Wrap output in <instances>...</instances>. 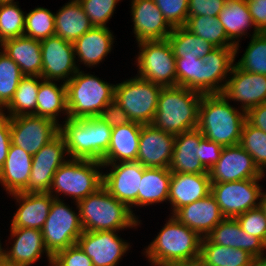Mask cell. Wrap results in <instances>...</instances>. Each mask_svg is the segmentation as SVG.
Segmentation results:
<instances>
[{
	"label": "cell",
	"mask_w": 266,
	"mask_h": 266,
	"mask_svg": "<svg viewBox=\"0 0 266 266\" xmlns=\"http://www.w3.org/2000/svg\"><path fill=\"white\" fill-rule=\"evenodd\" d=\"M234 64V47H216L202 58H176V86L201 94L222 93Z\"/></svg>",
	"instance_id": "obj_1"
},
{
	"label": "cell",
	"mask_w": 266,
	"mask_h": 266,
	"mask_svg": "<svg viewBox=\"0 0 266 266\" xmlns=\"http://www.w3.org/2000/svg\"><path fill=\"white\" fill-rule=\"evenodd\" d=\"M233 105L222 93L202 95L197 129L206 139L223 147L239 144L246 112Z\"/></svg>",
	"instance_id": "obj_2"
},
{
	"label": "cell",
	"mask_w": 266,
	"mask_h": 266,
	"mask_svg": "<svg viewBox=\"0 0 266 266\" xmlns=\"http://www.w3.org/2000/svg\"><path fill=\"white\" fill-rule=\"evenodd\" d=\"M168 217L153 241L151 240L144 246V250H141V254L145 256L150 266L200 258L202 237L174 216L168 215Z\"/></svg>",
	"instance_id": "obj_3"
},
{
	"label": "cell",
	"mask_w": 266,
	"mask_h": 266,
	"mask_svg": "<svg viewBox=\"0 0 266 266\" xmlns=\"http://www.w3.org/2000/svg\"><path fill=\"white\" fill-rule=\"evenodd\" d=\"M83 231H123L143 224L131 209L103 186L77 202Z\"/></svg>",
	"instance_id": "obj_4"
},
{
	"label": "cell",
	"mask_w": 266,
	"mask_h": 266,
	"mask_svg": "<svg viewBox=\"0 0 266 266\" xmlns=\"http://www.w3.org/2000/svg\"><path fill=\"white\" fill-rule=\"evenodd\" d=\"M202 95L181 86L163 87L152 125L175 136L197 128Z\"/></svg>",
	"instance_id": "obj_5"
},
{
	"label": "cell",
	"mask_w": 266,
	"mask_h": 266,
	"mask_svg": "<svg viewBox=\"0 0 266 266\" xmlns=\"http://www.w3.org/2000/svg\"><path fill=\"white\" fill-rule=\"evenodd\" d=\"M59 134L64 138L69 158L102 161L109 149L112 128L101 118H67L60 121Z\"/></svg>",
	"instance_id": "obj_6"
},
{
	"label": "cell",
	"mask_w": 266,
	"mask_h": 266,
	"mask_svg": "<svg viewBox=\"0 0 266 266\" xmlns=\"http://www.w3.org/2000/svg\"><path fill=\"white\" fill-rule=\"evenodd\" d=\"M103 186V164L97 160L67 159L55 172L48 193L55 199L78 202ZM62 197V198H61Z\"/></svg>",
	"instance_id": "obj_7"
},
{
	"label": "cell",
	"mask_w": 266,
	"mask_h": 266,
	"mask_svg": "<svg viewBox=\"0 0 266 266\" xmlns=\"http://www.w3.org/2000/svg\"><path fill=\"white\" fill-rule=\"evenodd\" d=\"M78 70L66 83L69 118L99 116L102 109L114 99L115 84L101 80L95 74Z\"/></svg>",
	"instance_id": "obj_8"
},
{
	"label": "cell",
	"mask_w": 266,
	"mask_h": 266,
	"mask_svg": "<svg viewBox=\"0 0 266 266\" xmlns=\"http://www.w3.org/2000/svg\"><path fill=\"white\" fill-rule=\"evenodd\" d=\"M162 88L159 84L135 75L115 84L114 100L129 115L132 122L152 124Z\"/></svg>",
	"instance_id": "obj_9"
},
{
	"label": "cell",
	"mask_w": 266,
	"mask_h": 266,
	"mask_svg": "<svg viewBox=\"0 0 266 266\" xmlns=\"http://www.w3.org/2000/svg\"><path fill=\"white\" fill-rule=\"evenodd\" d=\"M65 200L54 199L49 215L41 229L46 250L53 257L56 253L77 244L83 233L77 202L73 206Z\"/></svg>",
	"instance_id": "obj_10"
},
{
	"label": "cell",
	"mask_w": 266,
	"mask_h": 266,
	"mask_svg": "<svg viewBox=\"0 0 266 266\" xmlns=\"http://www.w3.org/2000/svg\"><path fill=\"white\" fill-rule=\"evenodd\" d=\"M137 76L163 87L176 86V58L167 39L137 44Z\"/></svg>",
	"instance_id": "obj_11"
},
{
	"label": "cell",
	"mask_w": 266,
	"mask_h": 266,
	"mask_svg": "<svg viewBox=\"0 0 266 266\" xmlns=\"http://www.w3.org/2000/svg\"><path fill=\"white\" fill-rule=\"evenodd\" d=\"M265 179H244L233 182L211 183V194L225 218H236L246 211L259 207Z\"/></svg>",
	"instance_id": "obj_12"
},
{
	"label": "cell",
	"mask_w": 266,
	"mask_h": 266,
	"mask_svg": "<svg viewBox=\"0 0 266 266\" xmlns=\"http://www.w3.org/2000/svg\"><path fill=\"white\" fill-rule=\"evenodd\" d=\"M103 169H106L103 170V187L117 200L125 203L139 219L140 216L134 212L138 208V192L144 166L137 161L117 162L103 164Z\"/></svg>",
	"instance_id": "obj_13"
},
{
	"label": "cell",
	"mask_w": 266,
	"mask_h": 266,
	"mask_svg": "<svg viewBox=\"0 0 266 266\" xmlns=\"http://www.w3.org/2000/svg\"><path fill=\"white\" fill-rule=\"evenodd\" d=\"M9 118L11 143L32 156L59 134V124L47 117L21 115Z\"/></svg>",
	"instance_id": "obj_14"
},
{
	"label": "cell",
	"mask_w": 266,
	"mask_h": 266,
	"mask_svg": "<svg viewBox=\"0 0 266 266\" xmlns=\"http://www.w3.org/2000/svg\"><path fill=\"white\" fill-rule=\"evenodd\" d=\"M120 231H83L77 244L91 259L93 266H119L129 253L132 242L118 235Z\"/></svg>",
	"instance_id": "obj_15"
},
{
	"label": "cell",
	"mask_w": 266,
	"mask_h": 266,
	"mask_svg": "<svg viewBox=\"0 0 266 266\" xmlns=\"http://www.w3.org/2000/svg\"><path fill=\"white\" fill-rule=\"evenodd\" d=\"M69 159L64 138L58 134L32 157L26 193H48L57 169Z\"/></svg>",
	"instance_id": "obj_16"
},
{
	"label": "cell",
	"mask_w": 266,
	"mask_h": 266,
	"mask_svg": "<svg viewBox=\"0 0 266 266\" xmlns=\"http://www.w3.org/2000/svg\"><path fill=\"white\" fill-rule=\"evenodd\" d=\"M42 53L41 77L44 80L67 83L79 70L74 45L53 35L40 40Z\"/></svg>",
	"instance_id": "obj_17"
},
{
	"label": "cell",
	"mask_w": 266,
	"mask_h": 266,
	"mask_svg": "<svg viewBox=\"0 0 266 266\" xmlns=\"http://www.w3.org/2000/svg\"><path fill=\"white\" fill-rule=\"evenodd\" d=\"M208 173L211 183L266 177L256 166L253 157L239 144L223 147L219 160Z\"/></svg>",
	"instance_id": "obj_18"
},
{
	"label": "cell",
	"mask_w": 266,
	"mask_h": 266,
	"mask_svg": "<svg viewBox=\"0 0 266 266\" xmlns=\"http://www.w3.org/2000/svg\"><path fill=\"white\" fill-rule=\"evenodd\" d=\"M222 94L247 112L266 102V75L243 71L234 64Z\"/></svg>",
	"instance_id": "obj_19"
},
{
	"label": "cell",
	"mask_w": 266,
	"mask_h": 266,
	"mask_svg": "<svg viewBox=\"0 0 266 266\" xmlns=\"http://www.w3.org/2000/svg\"><path fill=\"white\" fill-rule=\"evenodd\" d=\"M9 232L8 244L5 240L6 260L23 266H32L45 256L47 265H52V256L44 246L40 229L10 228Z\"/></svg>",
	"instance_id": "obj_20"
},
{
	"label": "cell",
	"mask_w": 266,
	"mask_h": 266,
	"mask_svg": "<svg viewBox=\"0 0 266 266\" xmlns=\"http://www.w3.org/2000/svg\"><path fill=\"white\" fill-rule=\"evenodd\" d=\"M132 33L135 43L167 39L172 27L153 0H130Z\"/></svg>",
	"instance_id": "obj_21"
},
{
	"label": "cell",
	"mask_w": 266,
	"mask_h": 266,
	"mask_svg": "<svg viewBox=\"0 0 266 266\" xmlns=\"http://www.w3.org/2000/svg\"><path fill=\"white\" fill-rule=\"evenodd\" d=\"M175 144V135L152 124L142 125L136 161L146 168H169Z\"/></svg>",
	"instance_id": "obj_22"
},
{
	"label": "cell",
	"mask_w": 266,
	"mask_h": 266,
	"mask_svg": "<svg viewBox=\"0 0 266 266\" xmlns=\"http://www.w3.org/2000/svg\"><path fill=\"white\" fill-rule=\"evenodd\" d=\"M113 34L109 27H93L78 38L73 43L78 69L82 70L81 65L89 70L101 66L99 64L114 50L116 37Z\"/></svg>",
	"instance_id": "obj_23"
},
{
	"label": "cell",
	"mask_w": 266,
	"mask_h": 266,
	"mask_svg": "<svg viewBox=\"0 0 266 266\" xmlns=\"http://www.w3.org/2000/svg\"><path fill=\"white\" fill-rule=\"evenodd\" d=\"M9 196L15 200V205H17L10 221V228L41 230L55 198L50 193L16 192Z\"/></svg>",
	"instance_id": "obj_24"
},
{
	"label": "cell",
	"mask_w": 266,
	"mask_h": 266,
	"mask_svg": "<svg viewBox=\"0 0 266 266\" xmlns=\"http://www.w3.org/2000/svg\"><path fill=\"white\" fill-rule=\"evenodd\" d=\"M211 193L209 173H172L168 205L173 215L179 208L200 200Z\"/></svg>",
	"instance_id": "obj_25"
},
{
	"label": "cell",
	"mask_w": 266,
	"mask_h": 266,
	"mask_svg": "<svg viewBox=\"0 0 266 266\" xmlns=\"http://www.w3.org/2000/svg\"><path fill=\"white\" fill-rule=\"evenodd\" d=\"M172 216L201 237H206L225 218L211 193L179 208Z\"/></svg>",
	"instance_id": "obj_26"
},
{
	"label": "cell",
	"mask_w": 266,
	"mask_h": 266,
	"mask_svg": "<svg viewBox=\"0 0 266 266\" xmlns=\"http://www.w3.org/2000/svg\"><path fill=\"white\" fill-rule=\"evenodd\" d=\"M206 237L214 244L247 251L254 258L266 257V244L246 233L236 218H224Z\"/></svg>",
	"instance_id": "obj_27"
},
{
	"label": "cell",
	"mask_w": 266,
	"mask_h": 266,
	"mask_svg": "<svg viewBox=\"0 0 266 266\" xmlns=\"http://www.w3.org/2000/svg\"><path fill=\"white\" fill-rule=\"evenodd\" d=\"M218 18L227 37L235 44V59H237V54L240 53L241 39L250 38L260 33L254 25L246 0L226 1ZM251 28H253V32Z\"/></svg>",
	"instance_id": "obj_28"
},
{
	"label": "cell",
	"mask_w": 266,
	"mask_h": 266,
	"mask_svg": "<svg viewBox=\"0 0 266 266\" xmlns=\"http://www.w3.org/2000/svg\"><path fill=\"white\" fill-rule=\"evenodd\" d=\"M203 138V134L197 128L175 136L173 157L169 167L171 173H208L196 154Z\"/></svg>",
	"instance_id": "obj_29"
},
{
	"label": "cell",
	"mask_w": 266,
	"mask_h": 266,
	"mask_svg": "<svg viewBox=\"0 0 266 266\" xmlns=\"http://www.w3.org/2000/svg\"><path fill=\"white\" fill-rule=\"evenodd\" d=\"M32 155L11 143L7 158L0 169V184L6 194L22 192L29 183Z\"/></svg>",
	"instance_id": "obj_30"
},
{
	"label": "cell",
	"mask_w": 266,
	"mask_h": 266,
	"mask_svg": "<svg viewBox=\"0 0 266 266\" xmlns=\"http://www.w3.org/2000/svg\"><path fill=\"white\" fill-rule=\"evenodd\" d=\"M0 50L11 58L26 76H40L42 53L40 40L20 36L3 41Z\"/></svg>",
	"instance_id": "obj_31"
},
{
	"label": "cell",
	"mask_w": 266,
	"mask_h": 266,
	"mask_svg": "<svg viewBox=\"0 0 266 266\" xmlns=\"http://www.w3.org/2000/svg\"><path fill=\"white\" fill-rule=\"evenodd\" d=\"M142 124L131 122L112 128L109 149L102 164L134 162L137 159Z\"/></svg>",
	"instance_id": "obj_32"
},
{
	"label": "cell",
	"mask_w": 266,
	"mask_h": 266,
	"mask_svg": "<svg viewBox=\"0 0 266 266\" xmlns=\"http://www.w3.org/2000/svg\"><path fill=\"white\" fill-rule=\"evenodd\" d=\"M44 80L40 77L36 116L47 117L60 124V117L65 121L69 118L67 108L66 83Z\"/></svg>",
	"instance_id": "obj_33"
},
{
	"label": "cell",
	"mask_w": 266,
	"mask_h": 266,
	"mask_svg": "<svg viewBox=\"0 0 266 266\" xmlns=\"http://www.w3.org/2000/svg\"><path fill=\"white\" fill-rule=\"evenodd\" d=\"M68 1L55 12V35L74 43L94 26L78 0Z\"/></svg>",
	"instance_id": "obj_34"
},
{
	"label": "cell",
	"mask_w": 266,
	"mask_h": 266,
	"mask_svg": "<svg viewBox=\"0 0 266 266\" xmlns=\"http://www.w3.org/2000/svg\"><path fill=\"white\" fill-rule=\"evenodd\" d=\"M171 176L169 168L144 167L138 192V208L168 204Z\"/></svg>",
	"instance_id": "obj_35"
},
{
	"label": "cell",
	"mask_w": 266,
	"mask_h": 266,
	"mask_svg": "<svg viewBox=\"0 0 266 266\" xmlns=\"http://www.w3.org/2000/svg\"><path fill=\"white\" fill-rule=\"evenodd\" d=\"M200 259L203 266H250L255 258L247 251L214 244L202 237Z\"/></svg>",
	"instance_id": "obj_36"
},
{
	"label": "cell",
	"mask_w": 266,
	"mask_h": 266,
	"mask_svg": "<svg viewBox=\"0 0 266 266\" xmlns=\"http://www.w3.org/2000/svg\"><path fill=\"white\" fill-rule=\"evenodd\" d=\"M40 76H24L10 103L0 112L4 116L35 115Z\"/></svg>",
	"instance_id": "obj_37"
},
{
	"label": "cell",
	"mask_w": 266,
	"mask_h": 266,
	"mask_svg": "<svg viewBox=\"0 0 266 266\" xmlns=\"http://www.w3.org/2000/svg\"><path fill=\"white\" fill-rule=\"evenodd\" d=\"M175 58H202L216 47L196 36L184 26L172 29L167 37Z\"/></svg>",
	"instance_id": "obj_38"
},
{
	"label": "cell",
	"mask_w": 266,
	"mask_h": 266,
	"mask_svg": "<svg viewBox=\"0 0 266 266\" xmlns=\"http://www.w3.org/2000/svg\"><path fill=\"white\" fill-rule=\"evenodd\" d=\"M184 27L215 47H235V44L227 37L218 17H188Z\"/></svg>",
	"instance_id": "obj_39"
},
{
	"label": "cell",
	"mask_w": 266,
	"mask_h": 266,
	"mask_svg": "<svg viewBox=\"0 0 266 266\" xmlns=\"http://www.w3.org/2000/svg\"><path fill=\"white\" fill-rule=\"evenodd\" d=\"M242 57L235 65L250 73L266 75V32L251 36Z\"/></svg>",
	"instance_id": "obj_40"
},
{
	"label": "cell",
	"mask_w": 266,
	"mask_h": 266,
	"mask_svg": "<svg viewBox=\"0 0 266 266\" xmlns=\"http://www.w3.org/2000/svg\"><path fill=\"white\" fill-rule=\"evenodd\" d=\"M55 35V13L45 7L37 6L25 13L24 36L36 40Z\"/></svg>",
	"instance_id": "obj_41"
},
{
	"label": "cell",
	"mask_w": 266,
	"mask_h": 266,
	"mask_svg": "<svg viewBox=\"0 0 266 266\" xmlns=\"http://www.w3.org/2000/svg\"><path fill=\"white\" fill-rule=\"evenodd\" d=\"M19 4L18 1L0 3V44L5 40L24 36L26 11Z\"/></svg>",
	"instance_id": "obj_42"
},
{
	"label": "cell",
	"mask_w": 266,
	"mask_h": 266,
	"mask_svg": "<svg viewBox=\"0 0 266 266\" xmlns=\"http://www.w3.org/2000/svg\"><path fill=\"white\" fill-rule=\"evenodd\" d=\"M24 76L19 66L0 50V112L10 103Z\"/></svg>",
	"instance_id": "obj_43"
},
{
	"label": "cell",
	"mask_w": 266,
	"mask_h": 266,
	"mask_svg": "<svg viewBox=\"0 0 266 266\" xmlns=\"http://www.w3.org/2000/svg\"><path fill=\"white\" fill-rule=\"evenodd\" d=\"M239 145L253 157L256 166L266 175V132L245 121Z\"/></svg>",
	"instance_id": "obj_44"
},
{
	"label": "cell",
	"mask_w": 266,
	"mask_h": 266,
	"mask_svg": "<svg viewBox=\"0 0 266 266\" xmlns=\"http://www.w3.org/2000/svg\"><path fill=\"white\" fill-rule=\"evenodd\" d=\"M94 27H106L122 0H78Z\"/></svg>",
	"instance_id": "obj_45"
},
{
	"label": "cell",
	"mask_w": 266,
	"mask_h": 266,
	"mask_svg": "<svg viewBox=\"0 0 266 266\" xmlns=\"http://www.w3.org/2000/svg\"><path fill=\"white\" fill-rule=\"evenodd\" d=\"M172 28L185 26L189 0H153Z\"/></svg>",
	"instance_id": "obj_46"
},
{
	"label": "cell",
	"mask_w": 266,
	"mask_h": 266,
	"mask_svg": "<svg viewBox=\"0 0 266 266\" xmlns=\"http://www.w3.org/2000/svg\"><path fill=\"white\" fill-rule=\"evenodd\" d=\"M236 219L246 233L261 239L266 244V215L260 207L250 209Z\"/></svg>",
	"instance_id": "obj_47"
},
{
	"label": "cell",
	"mask_w": 266,
	"mask_h": 266,
	"mask_svg": "<svg viewBox=\"0 0 266 266\" xmlns=\"http://www.w3.org/2000/svg\"><path fill=\"white\" fill-rule=\"evenodd\" d=\"M51 266H93L91 259L78 244L59 251L52 257Z\"/></svg>",
	"instance_id": "obj_48"
},
{
	"label": "cell",
	"mask_w": 266,
	"mask_h": 266,
	"mask_svg": "<svg viewBox=\"0 0 266 266\" xmlns=\"http://www.w3.org/2000/svg\"><path fill=\"white\" fill-rule=\"evenodd\" d=\"M225 3V0H189L188 17H218Z\"/></svg>",
	"instance_id": "obj_49"
},
{
	"label": "cell",
	"mask_w": 266,
	"mask_h": 266,
	"mask_svg": "<svg viewBox=\"0 0 266 266\" xmlns=\"http://www.w3.org/2000/svg\"><path fill=\"white\" fill-rule=\"evenodd\" d=\"M98 117L111 128L123 126L132 122L129 115L114 99L102 109Z\"/></svg>",
	"instance_id": "obj_50"
},
{
	"label": "cell",
	"mask_w": 266,
	"mask_h": 266,
	"mask_svg": "<svg viewBox=\"0 0 266 266\" xmlns=\"http://www.w3.org/2000/svg\"><path fill=\"white\" fill-rule=\"evenodd\" d=\"M223 146L205 137L200 141L199 152L196 153L202 165L209 169L219 160Z\"/></svg>",
	"instance_id": "obj_51"
},
{
	"label": "cell",
	"mask_w": 266,
	"mask_h": 266,
	"mask_svg": "<svg viewBox=\"0 0 266 266\" xmlns=\"http://www.w3.org/2000/svg\"><path fill=\"white\" fill-rule=\"evenodd\" d=\"M252 20L259 32H266V0H246Z\"/></svg>",
	"instance_id": "obj_52"
},
{
	"label": "cell",
	"mask_w": 266,
	"mask_h": 266,
	"mask_svg": "<svg viewBox=\"0 0 266 266\" xmlns=\"http://www.w3.org/2000/svg\"><path fill=\"white\" fill-rule=\"evenodd\" d=\"M11 145L10 118L0 113V169Z\"/></svg>",
	"instance_id": "obj_53"
},
{
	"label": "cell",
	"mask_w": 266,
	"mask_h": 266,
	"mask_svg": "<svg viewBox=\"0 0 266 266\" xmlns=\"http://www.w3.org/2000/svg\"><path fill=\"white\" fill-rule=\"evenodd\" d=\"M246 121L250 125L266 132V102L248 110L246 112Z\"/></svg>",
	"instance_id": "obj_54"
},
{
	"label": "cell",
	"mask_w": 266,
	"mask_h": 266,
	"mask_svg": "<svg viewBox=\"0 0 266 266\" xmlns=\"http://www.w3.org/2000/svg\"><path fill=\"white\" fill-rule=\"evenodd\" d=\"M161 266H203L200 258L189 261H174Z\"/></svg>",
	"instance_id": "obj_55"
},
{
	"label": "cell",
	"mask_w": 266,
	"mask_h": 266,
	"mask_svg": "<svg viewBox=\"0 0 266 266\" xmlns=\"http://www.w3.org/2000/svg\"><path fill=\"white\" fill-rule=\"evenodd\" d=\"M259 207L262 209V211L266 215V190L262 191Z\"/></svg>",
	"instance_id": "obj_56"
},
{
	"label": "cell",
	"mask_w": 266,
	"mask_h": 266,
	"mask_svg": "<svg viewBox=\"0 0 266 266\" xmlns=\"http://www.w3.org/2000/svg\"><path fill=\"white\" fill-rule=\"evenodd\" d=\"M250 266H266V257L265 258H255Z\"/></svg>",
	"instance_id": "obj_57"
},
{
	"label": "cell",
	"mask_w": 266,
	"mask_h": 266,
	"mask_svg": "<svg viewBox=\"0 0 266 266\" xmlns=\"http://www.w3.org/2000/svg\"><path fill=\"white\" fill-rule=\"evenodd\" d=\"M0 266H23V265H20V264L14 263V262H10L6 259H3L0 261Z\"/></svg>",
	"instance_id": "obj_58"
},
{
	"label": "cell",
	"mask_w": 266,
	"mask_h": 266,
	"mask_svg": "<svg viewBox=\"0 0 266 266\" xmlns=\"http://www.w3.org/2000/svg\"><path fill=\"white\" fill-rule=\"evenodd\" d=\"M2 245L3 243L1 242L0 239V261L5 259V246L3 247Z\"/></svg>",
	"instance_id": "obj_59"
},
{
	"label": "cell",
	"mask_w": 266,
	"mask_h": 266,
	"mask_svg": "<svg viewBox=\"0 0 266 266\" xmlns=\"http://www.w3.org/2000/svg\"><path fill=\"white\" fill-rule=\"evenodd\" d=\"M10 2H16L14 0H0V3H10Z\"/></svg>",
	"instance_id": "obj_60"
}]
</instances>
